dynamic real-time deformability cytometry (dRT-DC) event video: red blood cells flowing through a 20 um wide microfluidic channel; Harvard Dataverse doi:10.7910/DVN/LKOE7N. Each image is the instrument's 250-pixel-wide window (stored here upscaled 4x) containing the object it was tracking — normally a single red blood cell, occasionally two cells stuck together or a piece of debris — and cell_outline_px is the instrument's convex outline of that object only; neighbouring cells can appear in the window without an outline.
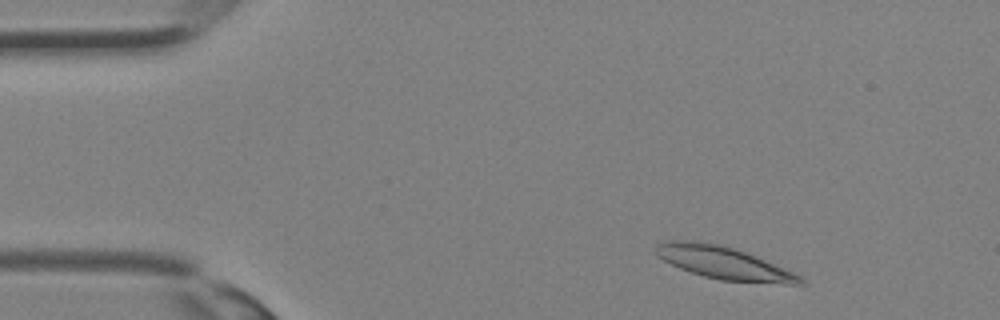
{"species": "Egyptian fruit bat (a non-hibernating species)", "species_latin": "Rousettus aegyptiacus", "temperature_condition": "room temperature", "stored_images_in_passage": 32, "camera_frame_rate_fps": 3000, "um_per_image_px": 0.085, "animal": {"sex": "female"}, "frame": {"image": 1, "passage_image": 2, "time_ms": 0.333, "image_size_px": [1000, 320], "cell_outline_px": [[808, 284], [784, 284], [720, 280], [704, 276], [680, 268], [664, 260], [656, 252], [656, 244], [672, 240], [700, 240], [720, 244], [744, 252], [784, 268], [808, 280]], "centroid_in_image_um": [61.55, 22.35], "position_along_channel_um": 23.5, "area_um2": 27.11}}
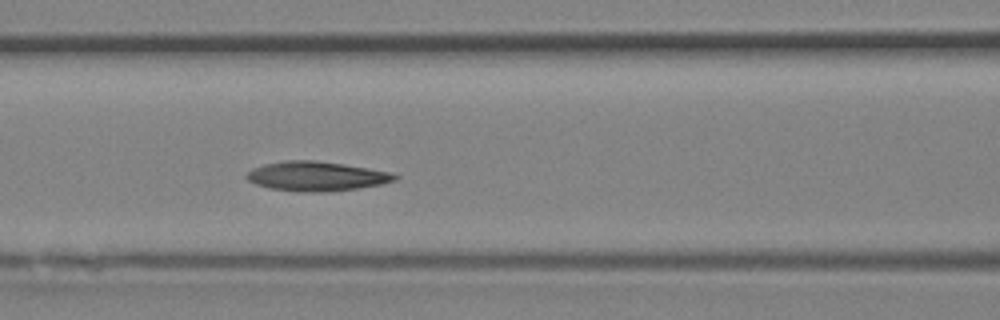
{"frame": {"image": 2, "passage_image": 12, "time_ms": 3.667, "image_size_px": [1000, 320], "cell_outline_px": [[400, 176], [396, 180], [380, 184], [356, 188], [328, 192], [296, 192], [268, 188], [256, 184], [248, 180], [244, 176], [252, 168], [264, 164], [284, 160], [316, 160], [344, 164], [388, 172]], "centroid_in_image_um": [26.84, 14.98], "position_along_channel_um": 139.8, "area_um2": 25.49}}
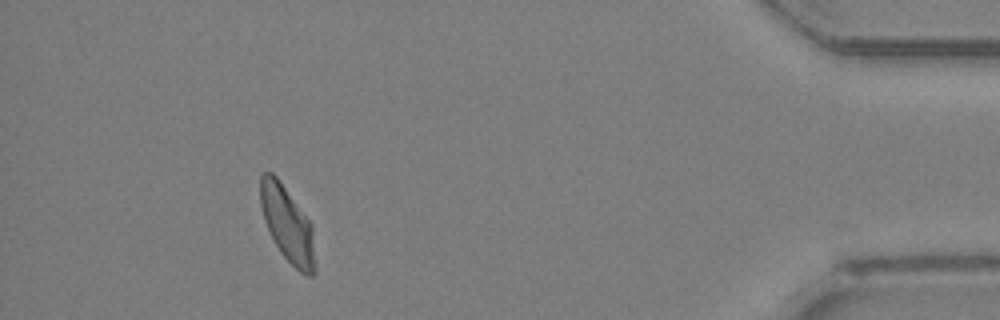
{"frame": {"image": 3, "passage_image": 29, "time_ms": 9.333, "image_size_px": [1000, 320], "cell_outline_px": [[316, 272], [312, 276], [308, 276], [300, 272], [280, 252], [264, 220], [260, 204], [260, 176], [264, 172], [272, 172], [280, 180], [312, 224], [316, 268]], "centroid_in_image_um": [24.44, 19.06], "position_along_channel_um": 410.8, "area_um2": 24.04}}